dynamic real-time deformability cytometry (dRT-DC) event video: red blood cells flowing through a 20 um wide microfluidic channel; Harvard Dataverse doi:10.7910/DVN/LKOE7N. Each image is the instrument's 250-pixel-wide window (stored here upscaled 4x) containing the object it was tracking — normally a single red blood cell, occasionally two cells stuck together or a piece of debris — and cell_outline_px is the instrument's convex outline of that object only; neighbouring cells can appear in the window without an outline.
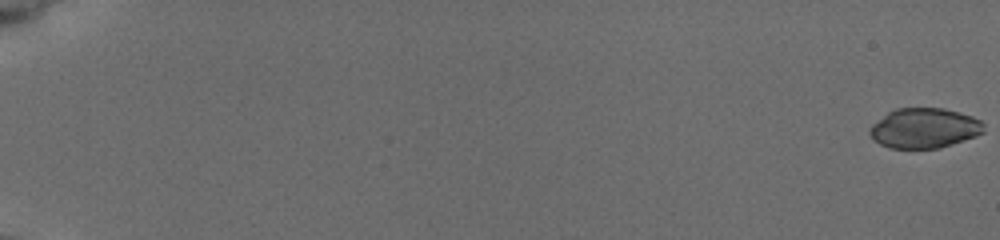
{"species": "common noctule bat (a hibernating species)", "species_latin": "Nyctalus noctula", "temperature_condition": "cold", "stored_images_in_passage": 57, "camera_frame_rate_fps": 3000, "um_per_image_px": 0.085, "animal": {"sex": "female", "body_mass_g": 19.5, "forearm_length_mm": 54.1}, "frame": {"image": 1, "passage_image": 1, "time_ms": 0.0, "image_size_px": [1000, 240], "cell_outline_px": [[984, 132], [976, 136], [940, 148], [888, 148], [872, 140], [868, 132], [868, 128], [872, 124], [888, 112], [896, 108], [944, 108], [960, 112], [972, 116], [980, 120], [984, 124]], "centroid_in_image_um": [78.54, 10.89], "position_along_channel_um": 6.5, "area_um2": 26.82}}
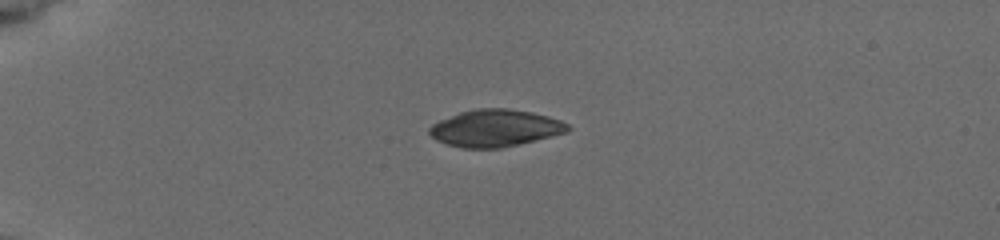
{"frame": {"image": 2, "passage_image": 17, "time_ms": 5.333, "image_size_px": [1000, 240], "cell_outline_px": [[572, 128], [568, 132], [552, 136], [500, 148], [464, 148], [448, 144], [436, 140], [428, 132], [428, 128], [432, 124], [440, 120], [460, 112], [476, 108], [508, 108], [532, 112], [548, 116], [560, 120], [568, 124]], "centroid_in_image_um": [42.1, 10.88], "position_along_channel_um": 42.9, "area_um2": 29.82}}
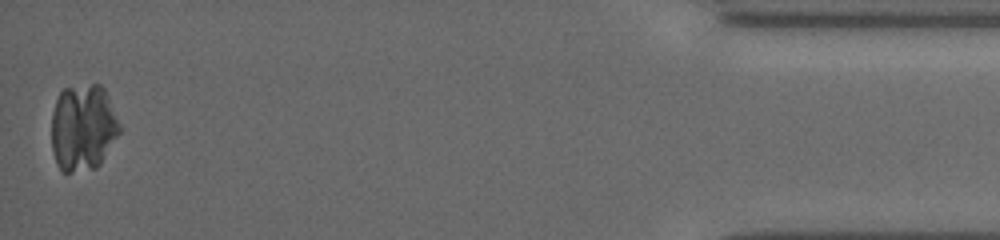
{"frame": {"image": 3, "passage_image": 57, "time_ms": 18.667, "image_size_px": [1000, 240], "cell_outline_px": [[120, 132], [100, 164], [96, 168], [72, 172], [64, 172], [56, 164], [52, 148], [52, 112], [56, 100], [60, 92], [64, 88], [92, 84], [100, 84], [104, 88], [120, 124]], "centroid_in_image_um": [7.05, 10.84], "position_along_channel_um": 428.2, "area_um2": 34.39}}